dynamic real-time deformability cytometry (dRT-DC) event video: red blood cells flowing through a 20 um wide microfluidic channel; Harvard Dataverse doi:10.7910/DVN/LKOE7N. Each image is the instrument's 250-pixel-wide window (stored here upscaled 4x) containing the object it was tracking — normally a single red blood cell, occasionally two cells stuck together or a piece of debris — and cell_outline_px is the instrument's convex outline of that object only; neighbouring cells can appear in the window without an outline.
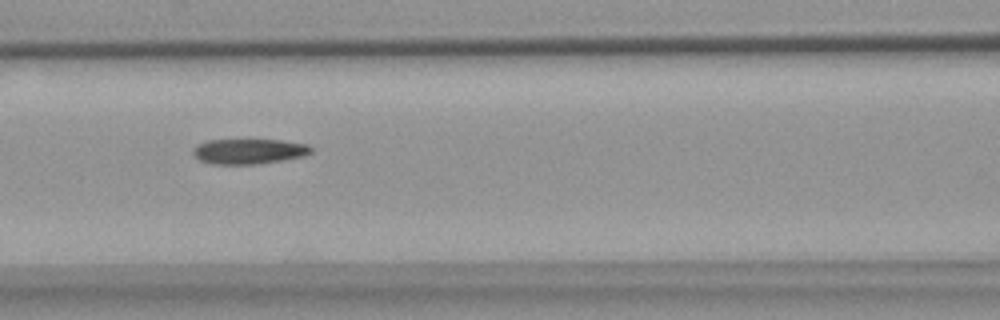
{"species": "common noctule bat (a hibernating species)", "species_latin": "Nyctalus noctula", "temperature_condition": "warm", "stored_images_in_passage": 6, "camera_frame_rate_fps": 3000, "um_per_image_px": 0.085, "animal": {"sex": "female", "body_mass_g": 18.4}, "frame": {"image": 1, "passage_image": 3, "time_ms": 2.333, "image_size_px": [1000, 320], "cell_outline_px": [[312, 152], [304, 156], [256, 164], [212, 164], [200, 160], [192, 152], [192, 148], [208, 140], [280, 140], [308, 144], [312, 148]], "centroid_in_image_um": [21.16, 12.86], "position_along_channel_um": 145.4, "area_um2": 17.17}}
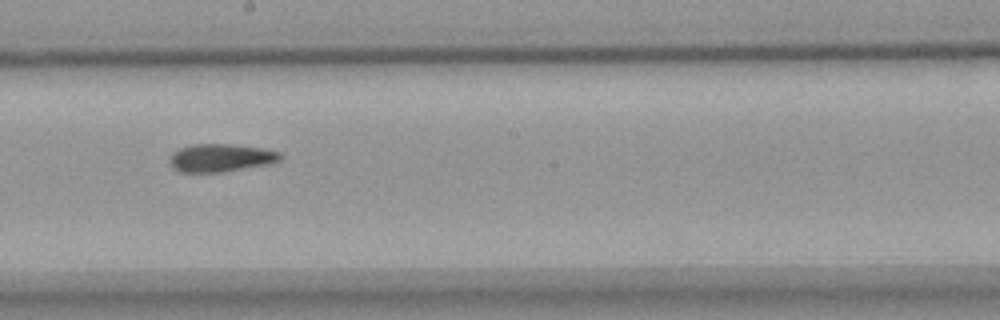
{"frame": {"image": 2, "passage_image": 5, "time_ms": 4.667, "image_size_px": [1000, 320], "cell_outline_px": [[284, 156], [280, 160], [268, 164], [224, 172], [180, 172], [168, 164], [168, 160], [172, 152], [180, 148], [192, 144], [232, 144], [260, 148], [280, 152]], "centroid_in_image_um": [18.73, 13.42], "position_along_channel_um": 229.5, "area_um2": 18.15}}
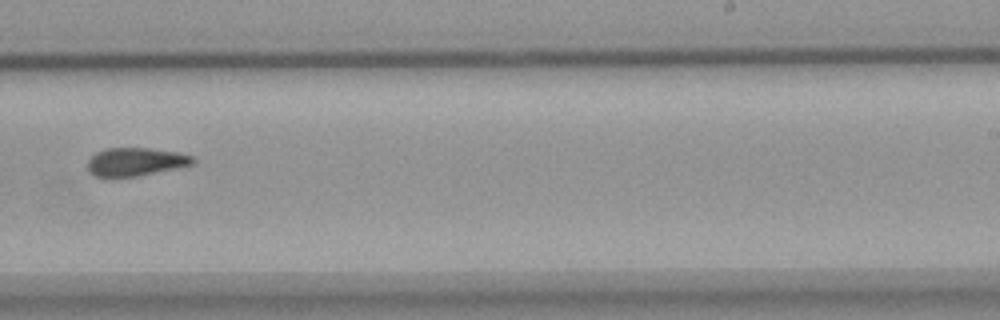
{"frame": {"image": 3, "passage_image": 6, "time_ms": 6.0, "image_size_px": [1000, 320], "cell_outline_px": [[196, 164], [136, 176], [112, 180], [108, 180], [96, 176], [88, 172], [88, 160], [96, 152], [104, 148], [148, 148], [180, 152], [196, 156]], "centroid_in_image_um": [11.52, 13.78], "position_along_channel_um": 277.5, "area_um2": 18.03}}